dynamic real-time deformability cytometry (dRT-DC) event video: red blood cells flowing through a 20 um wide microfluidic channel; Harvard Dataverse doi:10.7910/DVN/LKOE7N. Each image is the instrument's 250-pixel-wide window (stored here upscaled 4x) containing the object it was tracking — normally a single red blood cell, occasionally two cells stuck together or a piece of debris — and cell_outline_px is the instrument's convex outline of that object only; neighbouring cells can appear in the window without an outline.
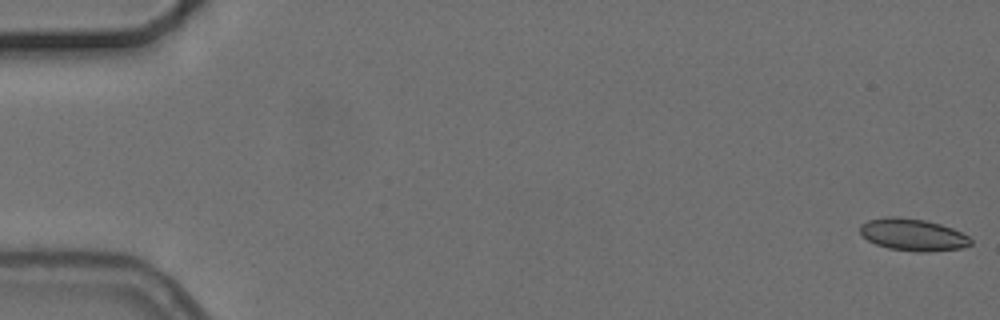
{"species": "common noctule bat (a hibernating species)", "species_latin": "Nyctalus noctula", "temperature_condition": "cold", "stored_images_in_passage": 7, "camera_frame_rate_fps": 3000, "um_per_image_px": 0.085, "animal": {"sex": "female", "body_mass_g": 24.6, "forearm_length_mm": 56.2}, "frame": {"image": 1, "passage_image": 1, "time_ms": 0.0, "image_size_px": [1000, 320], "cell_outline_px": [[972, 244], [964, 248], [928, 252], [916, 252], [888, 248], [876, 244], [868, 240], [860, 232], [860, 224], [868, 220], [884, 216], [900, 216], [924, 220], [940, 224], [952, 228], [968, 236], [972, 240]], "centroid_in_image_um": [77.6, 19.95], "position_along_channel_um": 7.4, "area_um2": 20.87}}
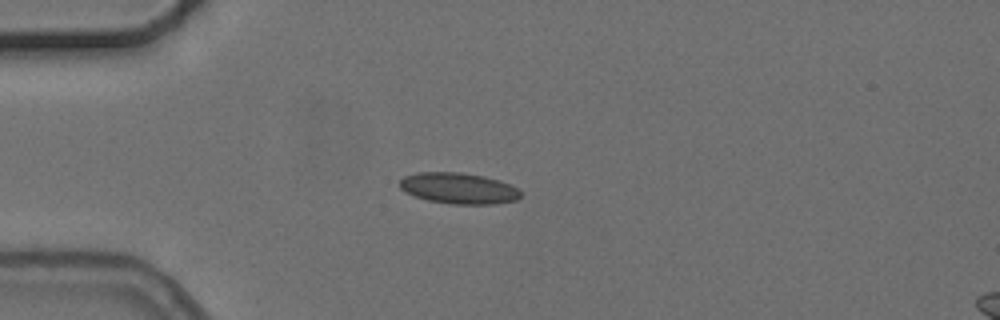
{"frame": {"image": 2, "passage_image": 5, "time_ms": 4.667, "image_size_px": [1000, 320], "cell_outline_px": [[520, 196], [516, 200], [496, 204], [452, 204], [428, 200], [404, 192], [400, 188], [400, 180], [404, 176], [416, 172], [460, 172], [484, 176], [500, 180], [520, 188]], "centroid_in_image_um": [39.0, 16.0], "position_along_channel_um": 46.0, "area_um2": 22.02}}
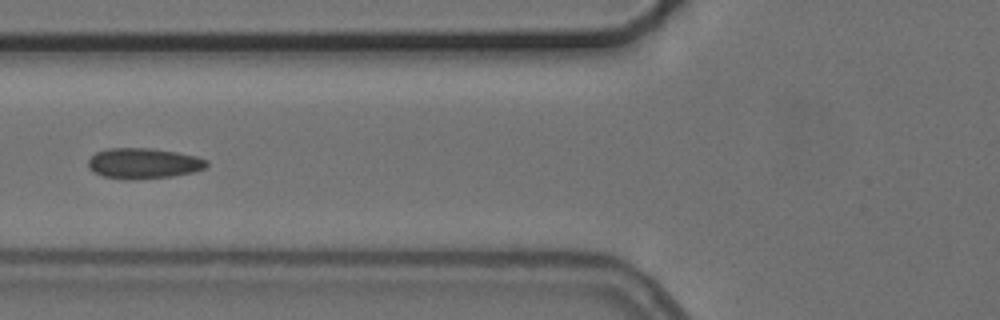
{"frame": {"image": 3, "passage_image": 7, "time_ms": 7.0, "image_size_px": [1000, 320], "cell_outline_px": [[208, 164], [204, 168], [192, 172], [172, 176], [132, 180], [128, 180], [104, 176], [92, 172], [88, 168], [88, 160], [96, 152], [108, 148], [152, 148], [176, 152], [196, 156], [208, 160]], "centroid_in_image_um": [12.17, 13.88], "position_along_channel_um": 113.6, "area_um2": 21.15}}